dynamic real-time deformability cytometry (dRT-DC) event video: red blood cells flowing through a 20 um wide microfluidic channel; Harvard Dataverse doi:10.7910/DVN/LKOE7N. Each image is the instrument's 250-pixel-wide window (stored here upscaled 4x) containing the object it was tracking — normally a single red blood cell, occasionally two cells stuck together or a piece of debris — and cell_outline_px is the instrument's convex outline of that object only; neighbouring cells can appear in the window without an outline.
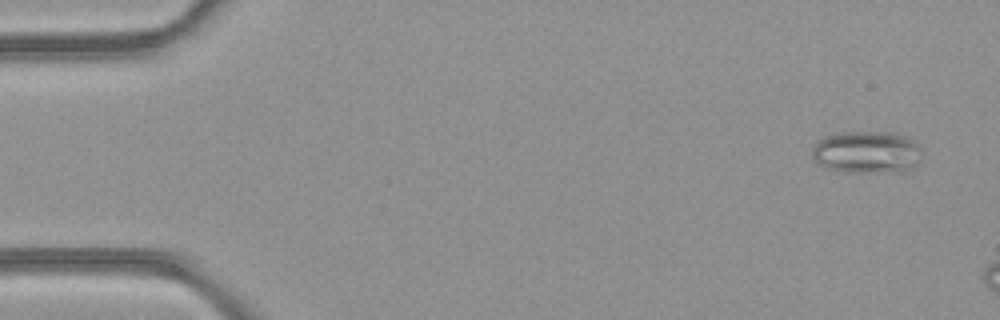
{"species": "common noctule bat (a hibernating species)", "species_latin": "Nyctalus noctula", "temperature_condition": "room temperature", "stored_images_in_passage": 6, "camera_frame_rate_fps": 3000, "um_per_image_px": 0.085, "animal": {"sex": "female", "body_mass_g": 21.9}, "frame": {"image": 1, "passage_image": 3, "time_ms": 0.667, "image_size_px": [1000, 320], "cell_outline_px": [[924, 152], [916, 168], [904, 172], [844, 172], [824, 168], [816, 164], [812, 156], [812, 148], [824, 136], [844, 132], [896, 132], [908, 136]], "centroid_in_image_um": [73.72, 12.95], "position_along_channel_um": 11.3, "area_um2": 27.8}}